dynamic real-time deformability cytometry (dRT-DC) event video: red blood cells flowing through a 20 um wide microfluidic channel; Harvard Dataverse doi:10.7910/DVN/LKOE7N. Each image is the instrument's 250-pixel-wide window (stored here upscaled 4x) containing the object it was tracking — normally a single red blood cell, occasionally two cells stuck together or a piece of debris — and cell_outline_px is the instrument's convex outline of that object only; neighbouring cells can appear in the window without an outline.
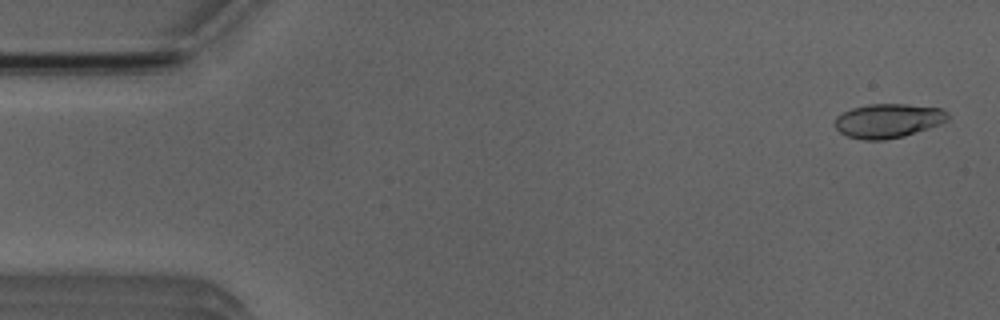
{"species": "Egyptian fruit bat (a non-hibernating species)", "species_latin": "Rousettus aegyptiacus", "temperature_condition": "room temperature", "stored_images_in_passage": 5, "segment_of_instrument_passage": [2, 2], "camera_frame_rate_fps": 3000, "um_per_image_px": 0.085, "animal": {"sex": "male"}, "frame": {"image": 1, "passage_image": 5, "time_ms": 4.667, "image_size_px": [1000, 320], "cell_outline_px": [[948, 120], [940, 124], [904, 136], [884, 140], [864, 140], [848, 136], [840, 132], [836, 128], [836, 116], [852, 108], [868, 104], [908, 104], [940, 108], [948, 112]], "centroid_in_image_um": [75.5, 10.26], "position_along_channel_um": 9.5, "area_um2": 22.37}}